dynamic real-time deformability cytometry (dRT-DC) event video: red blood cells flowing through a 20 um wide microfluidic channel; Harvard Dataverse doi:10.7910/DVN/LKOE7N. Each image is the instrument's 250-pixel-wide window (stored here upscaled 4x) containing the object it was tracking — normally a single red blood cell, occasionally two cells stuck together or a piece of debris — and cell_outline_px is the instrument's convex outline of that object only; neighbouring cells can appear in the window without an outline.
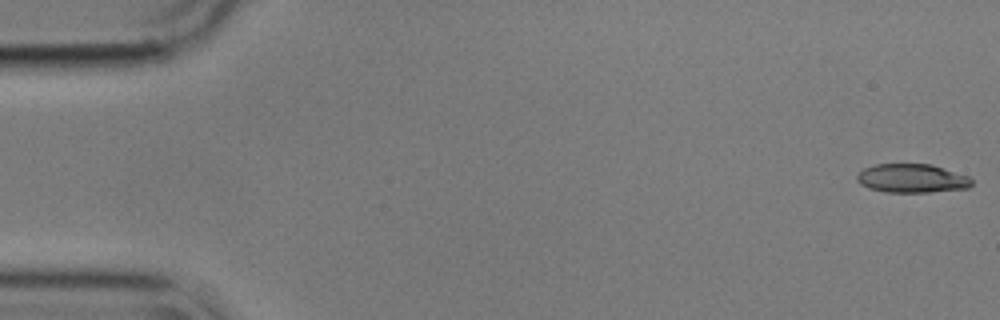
{"species": "common noctule bat (a hibernating species)", "species_latin": "Nyctalus noctula", "temperature_condition": "cold", "stored_images_in_passage": 21, "camera_frame_rate_fps": 3000, "um_per_image_px": 0.085, "animal": {"sex": "male", "body_mass_g": 17.9}, "frame": {"image": 1, "passage_image": 1, "time_ms": 0.0, "image_size_px": [1000, 320], "cell_outline_px": [[972, 184], [968, 188], [928, 192], [884, 192], [868, 188], [860, 184], [856, 180], [856, 176], [864, 168], [876, 164], [932, 164], [968, 176], [972, 180]], "centroid_in_image_um": [77.49, 15.16], "position_along_channel_um": 7.5, "area_um2": 19.25}}
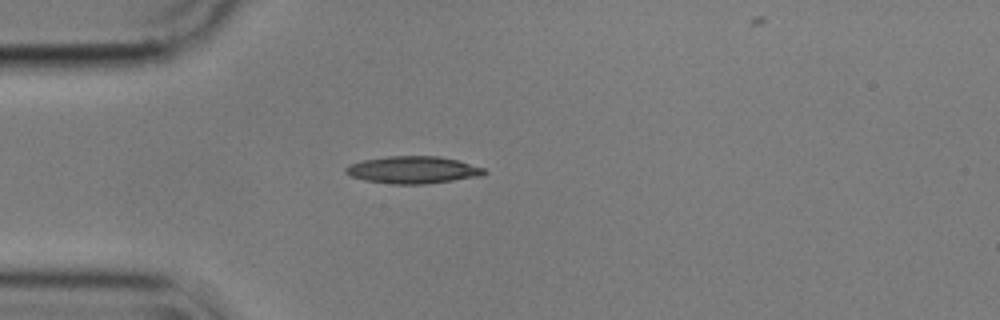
{"frame": {"image": 2, "passage_image": 15, "time_ms": 4.667, "image_size_px": [1000, 320], "cell_outline_px": [[488, 172], [480, 176], [428, 184], [392, 184], [364, 180], [352, 176], [344, 172], [344, 168], [348, 164], [364, 160], [388, 156], [440, 156], [456, 160], [484, 168]], "centroid_in_image_um": [35.08, 14.44], "position_along_channel_um": 49.9, "area_um2": 21.96}}
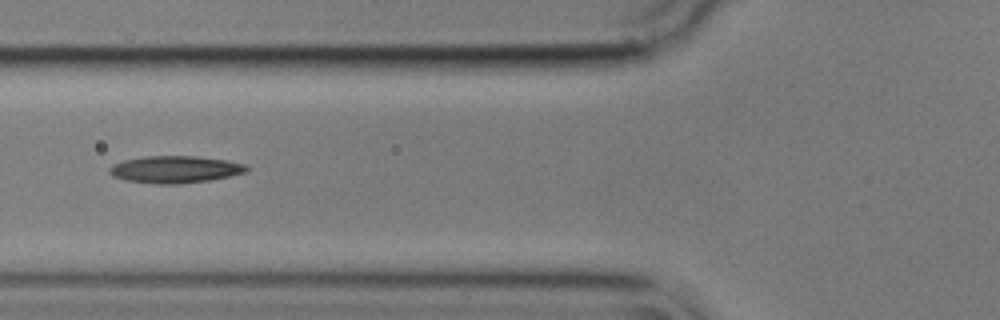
{"frame": {"image": 3, "passage_image": 21, "time_ms": 6.667, "image_size_px": [1000, 320], "cell_outline_px": [[248, 172], [208, 180], [176, 184], [160, 184], [124, 180], [112, 176], [108, 172], [108, 168], [112, 164], [124, 160], [144, 156], [196, 156], [224, 160], [244, 164], [248, 168]], "centroid_in_image_um": [14.82, 14.39], "position_along_channel_um": 111.0, "area_um2": 21.56}}